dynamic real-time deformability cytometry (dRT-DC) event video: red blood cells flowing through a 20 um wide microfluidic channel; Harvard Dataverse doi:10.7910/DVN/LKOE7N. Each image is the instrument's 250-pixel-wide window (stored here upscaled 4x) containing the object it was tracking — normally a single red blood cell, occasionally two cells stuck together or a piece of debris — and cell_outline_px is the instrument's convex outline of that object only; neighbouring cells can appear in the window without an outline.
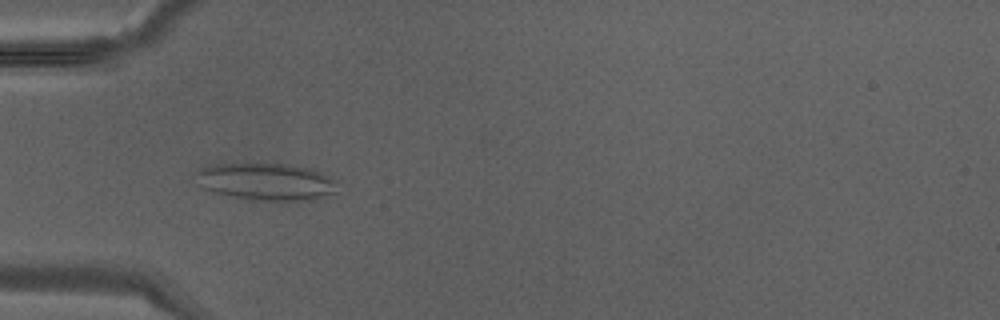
{"species": "Egyptian fruit bat (a non-hibernating species)", "species_latin": "Rousettus aegyptiacus", "temperature_condition": "warm", "stored_images_in_passage": 39, "camera_frame_rate_fps": 3000, "um_per_image_px": 0.085, "animal": {"sex": "male"}, "frame": {"image": 1, "passage_image": 12, "time_ms": 3.667, "image_size_px": [1000, 320], "cell_outline_px": [[336, 192], [312, 200], [248, 200], [200, 188], [188, 176], [204, 164], [288, 164], [312, 168], [336, 180]], "centroid_in_image_um": [22.48, 15.43], "position_along_channel_um": 62.5, "area_um2": 31.39}}
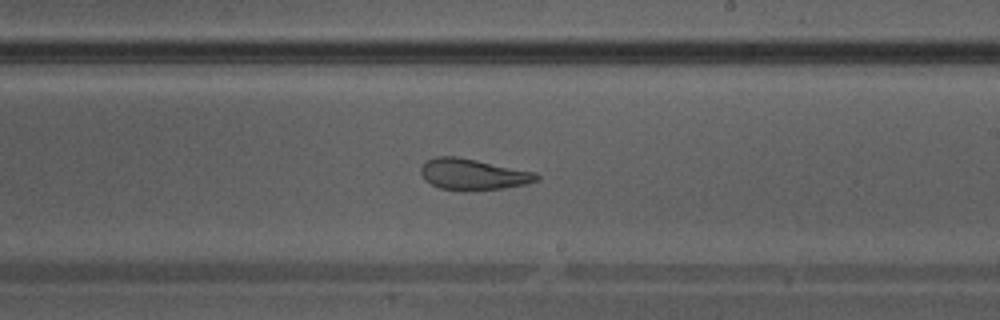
{"frame": {"image": 2, "passage_image": 23, "time_ms": 7.333, "image_size_px": [1000, 320], "cell_outline_px": [[540, 180], [524, 184], [504, 188], [464, 192], [440, 188], [424, 180], [420, 172], [420, 168], [424, 160], [436, 156], [456, 156], [536, 172], [540, 176]], "centroid_in_image_um": [40.17, 14.83], "position_along_channel_um": 248.8, "area_um2": 21.33}}